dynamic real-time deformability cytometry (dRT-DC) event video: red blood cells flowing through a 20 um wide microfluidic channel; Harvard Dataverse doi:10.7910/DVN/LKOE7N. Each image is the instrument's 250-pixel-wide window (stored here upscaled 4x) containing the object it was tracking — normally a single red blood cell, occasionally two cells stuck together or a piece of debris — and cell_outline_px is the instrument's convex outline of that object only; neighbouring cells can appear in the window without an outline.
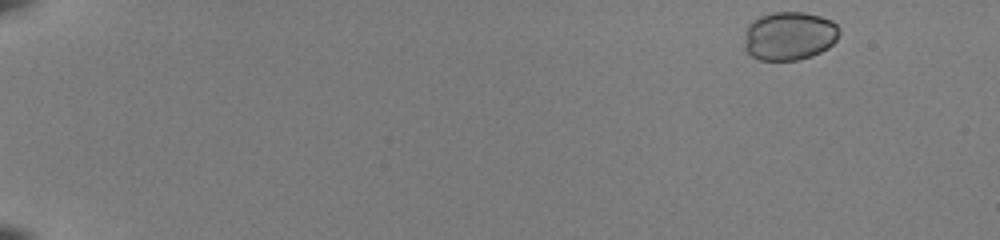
{"species": "common noctule bat (a hibernating species)", "species_latin": "Nyctalus noctula", "temperature_condition": "room temperature", "stored_images_in_passage": 49, "camera_frame_rate_fps": 3000, "um_per_image_px": 0.085, "animal": {"sex": "female", "body_mass_g": 22.0, "forearm_length_mm": 56.7}, "frame": {"image": 1, "passage_image": 1, "time_ms": 0.0, "image_size_px": [1000, 240], "cell_outline_px": [[840, 32], [836, 40], [828, 48], [812, 56], [800, 60], [760, 60], [752, 56], [744, 48], [744, 44], [748, 24], [752, 20], [760, 16], [772, 12], [804, 12], [820, 16], [832, 20], [840, 28]], "centroid_in_image_um": [67.1, 3.05], "position_along_channel_um": 17.9, "area_um2": 27.11}}
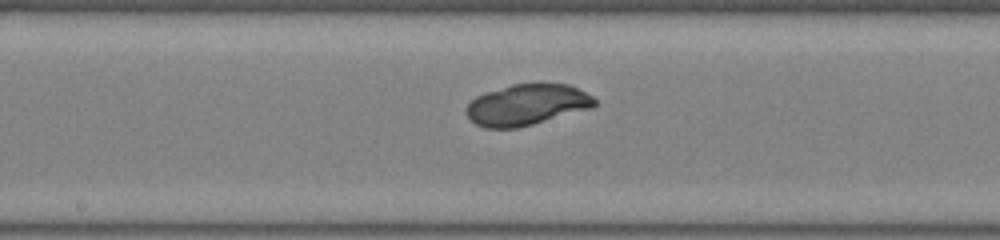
{"frame": {"image": 2, "passage_image": 27, "time_ms": 8.667, "image_size_px": [1000, 240], "cell_outline_px": [[596, 104], [592, 108], [532, 124], [516, 128], [484, 128], [476, 124], [464, 112], [464, 108], [476, 96], [484, 92], [512, 84], [540, 80], [568, 84], [592, 96], [596, 100]], "centroid_in_image_um": [44.77, 8.86], "position_along_channel_um": 203.4, "area_um2": 31.33}}
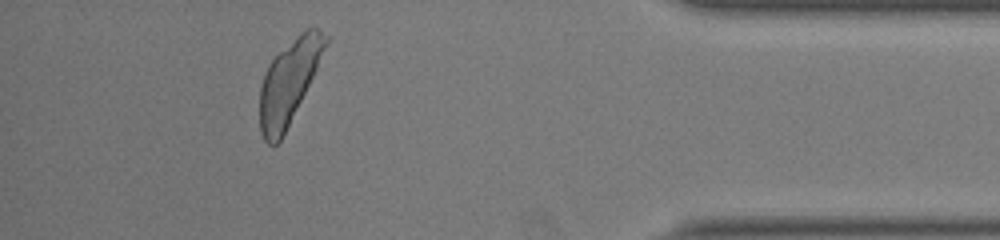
{"frame": {"image": 3, "passage_image": 45, "time_ms": 14.667, "image_size_px": [1000, 240], "cell_outline_px": [[328, 44], [280, 140], [272, 148], [264, 140], [260, 132], [260, 88], [264, 72], [268, 64], [300, 32], [308, 28], [320, 28], [328, 36]], "centroid_in_image_um": [24.53, 6.95], "position_along_channel_um": 410.7, "area_um2": 31.1}}